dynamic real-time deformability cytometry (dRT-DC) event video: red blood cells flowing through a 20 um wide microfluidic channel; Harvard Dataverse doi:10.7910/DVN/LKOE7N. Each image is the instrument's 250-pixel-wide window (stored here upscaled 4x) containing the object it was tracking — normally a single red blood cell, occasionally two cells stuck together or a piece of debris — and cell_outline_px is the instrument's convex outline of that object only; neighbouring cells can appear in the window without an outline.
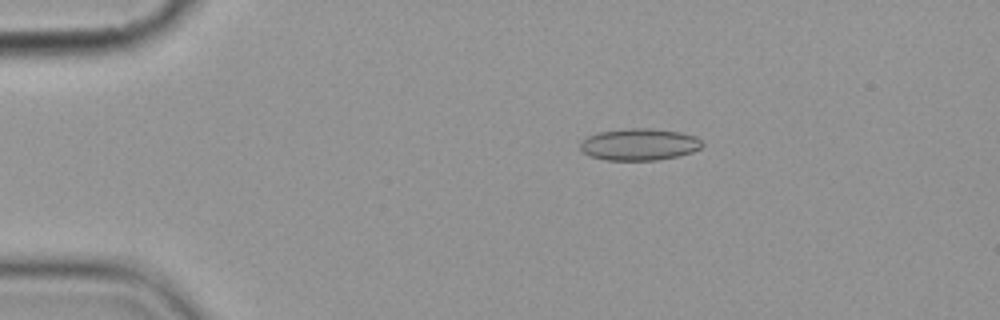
{"species": "common noctule bat (a hibernating species)", "species_latin": "Nyctalus noctula", "temperature_condition": "cold", "stored_images_in_passage": 4, "camera_frame_rate_fps": 3000, "um_per_image_px": 0.085, "animal": {"sex": "female", "body_mass_g": 19.9}, "frame": {"image": 1, "passage_image": 3, "time_ms": 2.333, "image_size_px": [1000, 320], "cell_outline_px": [[704, 144], [700, 148], [692, 152], [680, 156], [656, 160], [604, 160], [588, 156], [580, 148], [580, 144], [588, 136], [600, 132], [632, 128], [652, 128], [680, 132], [696, 136]], "centroid_in_image_um": [54.36, 12.28], "position_along_channel_um": 30.6, "area_um2": 22.66}}